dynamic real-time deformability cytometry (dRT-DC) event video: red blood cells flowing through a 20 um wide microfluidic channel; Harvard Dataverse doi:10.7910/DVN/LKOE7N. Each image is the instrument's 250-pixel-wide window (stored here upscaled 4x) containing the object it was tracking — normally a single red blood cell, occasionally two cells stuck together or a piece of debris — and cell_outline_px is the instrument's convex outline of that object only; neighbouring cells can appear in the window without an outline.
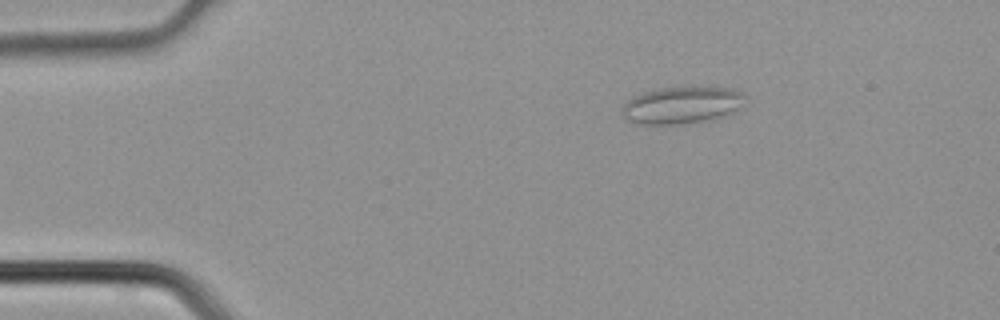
{"species": "common noctule bat (a hibernating species)", "species_latin": "Nyctalus noctula", "temperature_condition": "cold", "stored_images_in_passage": 2, "camera_frame_rate_fps": 3000, "um_per_image_px": 0.085, "animal": {"sex": "male", "body_mass_g": 21.5, "forearm_length_mm": 52.0}, "frame": {"image": 1, "passage_image": 1, "time_ms": 0.0, "image_size_px": [1000, 320], "cell_outline_px": [[744, 96], [736, 108], [732, 112], [708, 120], [684, 124], [636, 124], [624, 120], [624, 104], [628, 100], [636, 96], [648, 92], [664, 88], [728, 88], [744, 92]], "centroid_in_image_um": [57.91, 8.97], "position_along_channel_um": 27.1, "area_um2": 25.66}}